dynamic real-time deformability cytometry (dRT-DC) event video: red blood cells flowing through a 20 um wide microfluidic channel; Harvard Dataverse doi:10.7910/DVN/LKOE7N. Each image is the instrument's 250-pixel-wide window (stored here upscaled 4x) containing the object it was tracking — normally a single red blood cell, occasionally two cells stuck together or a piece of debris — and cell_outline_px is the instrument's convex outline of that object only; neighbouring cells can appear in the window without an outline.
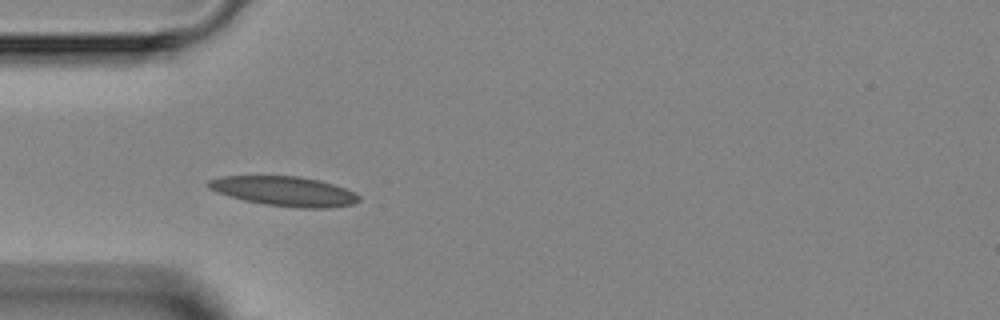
{"species": "Egyptian fruit bat (a non-hibernating species)", "species_latin": "Rousettus aegyptiacus", "temperature_condition": "room temperature", "stored_images_in_passage": 8, "camera_frame_rate_fps": 3000, "um_per_image_px": 0.085, "animal": {"sex": "female"}, "frame": {"image": 1, "passage_image": 5, "time_ms": 4.333, "image_size_px": [1000, 320], "cell_outline_px": [[360, 200], [352, 204], [328, 208], [300, 208], [264, 204], [244, 200], [228, 196], [208, 188], [208, 180], [224, 176], [296, 176], [320, 180], [356, 192], [360, 196]], "centroid_in_image_um": [24.19, 16.25], "position_along_channel_um": 60.8, "area_um2": 25.89}}
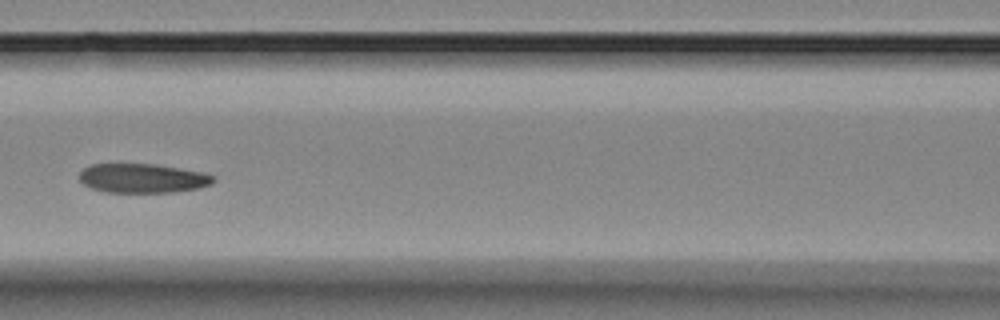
{"frame": {"image": 2, "passage_image": 7, "time_ms": 6.667, "image_size_px": [1000, 320], "cell_outline_px": [[216, 180], [212, 184], [200, 188], [172, 192], [104, 192], [92, 188], [84, 184], [80, 180], [80, 172], [84, 168], [92, 164], [156, 164], [204, 172], [216, 176]], "centroid_in_image_um": [12.18, 15.15], "position_along_channel_um": 154.4, "area_um2": 22.95}}
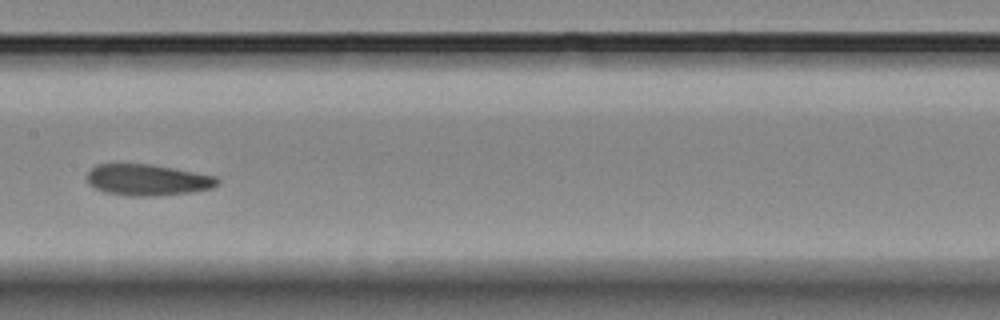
{"frame": {"image": 3, "passage_image": 8, "time_ms": 7.667, "image_size_px": [1000, 320], "cell_outline_px": [[220, 184], [212, 188], [192, 192], [156, 196], [128, 196], [104, 192], [88, 184], [88, 168], [96, 164], [152, 164], [216, 176], [220, 180]], "centroid_in_image_um": [12.54, 15.29], "position_along_channel_um": 194.9, "area_um2": 23.99}}